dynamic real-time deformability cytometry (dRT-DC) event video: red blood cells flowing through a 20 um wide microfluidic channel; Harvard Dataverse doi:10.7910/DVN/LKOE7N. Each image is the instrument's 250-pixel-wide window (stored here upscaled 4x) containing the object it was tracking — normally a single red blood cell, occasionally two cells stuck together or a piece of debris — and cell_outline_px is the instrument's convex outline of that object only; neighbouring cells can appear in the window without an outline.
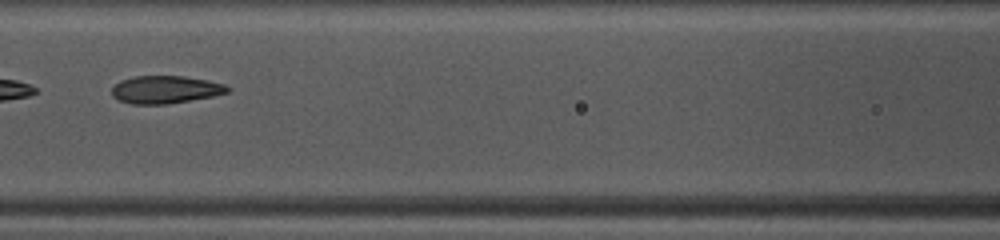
{"species": "common noctule bat (a hibernating species)", "species_latin": "Nyctalus noctula", "temperature_condition": "warm", "stored_images_in_passage": 39, "camera_frame_rate_fps": 3000, "um_per_image_px": 0.085, "animal": {"sex": "female", "body_mass_g": 10.0, "forearm_length_mm": 53.1}, "frame": {"image": 1, "passage_image": 12, "time_ms": 3.667, "image_size_px": [1000, 240], "cell_outline_px": [[232, 88], [228, 92], [212, 96], [168, 104], [132, 104], [120, 100], [112, 96], [112, 88], [120, 80], [136, 76], [184, 76], [208, 80], [224, 84]], "centroid_in_image_um": [14.07, 7.61], "position_along_channel_um": 152.5, "area_um2": 18.61}, "authors_computed_cell_mechanics": {"area_um2": 19.4208, "velocity_mm_per_s": 4.1064, "shape_relaxation_time_tau1_ms": 6.0143, "shape_relaxation_time_tau2_ms": 1.7104, "deformation_change_tau1": 0.2019, "deformation_change_tau2": 0.0593}}